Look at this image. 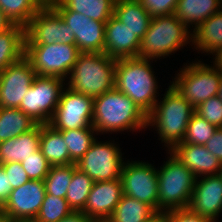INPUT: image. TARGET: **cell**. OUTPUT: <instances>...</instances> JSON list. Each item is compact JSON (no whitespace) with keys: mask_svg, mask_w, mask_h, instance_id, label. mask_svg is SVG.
<instances>
[{"mask_svg":"<svg viewBox=\"0 0 222 222\" xmlns=\"http://www.w3.org/2000/svg\"><path fill=\"white\" fill-rule=\"evenodd\" d=\"M222 9V0H178L174 14L188 28L195 30L202 22ZM194 25V26H193Z\"/></svg>","mask_w":222,"mask_h":222,"instance_id":"23","label":"cell"},{"mask_svg":"<svg viewBox=\"0 0 222 222\" xmlns=\"http://www.w3.org/2000/svg\"><path fill=\"white\" fill-rule=\"evenodd\" d=\"M172 153L193 173L197 178L220 173L222 163L212 154L205 145L178 144Z\"/></svg>","mask_w":222,"mask_h":222,"instance_id":"20","label":"cell"},{"mask_svg":"<svg viewBox=\"0 0 222 222\" xmlns=\"http://www.w3.org/2000/svg\"><path fill=\"white\" fill-rule=\"evenodd\" d=\"M195 108L170 85L154 109L147 115V127L155 126L168 151L182 143ZM166 144V145H165Z\"/></svg>","mask_w":222,"mask_h":222,"instance_id":"2","label":"cell"},{"mask_svg":"<svg viewBox=\"0 0 222 222\" xmlns=\"http://www.w3.org/2000/svg\"><path fill=\"white\" fill-rule=\"evenodd\" d=\"M145 222H166L165 221V212H156L152 217H150Z\"/></svg>","mask_w":222,"mask_h":222,"instance_id":"44","label":"cell"},{"mask_svg":"<svg viewBox=\"0 0 222 222\" xmlns=\"http://www.w3.org/2000/svg\"><path fill=\"white\" fill-rule=\"evenodd\" d=\"M190 42V29L175 14L154 17L146 34L140 40L138 57L151 60L164 58Z\"/></svg>","mask_w":222,"mask_h":222,"instance_id":"5","label":"cell"},{"mask_svg":"<svg viewBox=\"0 0 222 222\" xmlns=\"http://www.w3.org/2000/svg\"><path fill=\"white\" fill-rule=\"evenodd\" d=\"M219 175L222 177V168L220 169V173H219Z\"/></svg>","mask_w":222,"mask_h":222,"instance_id":"50","label":"cell"},{"mask_svg":"<svg viewBox=\"0 0 222 222\" xmlns=\"http://www.w3.org/2000/svg\"><path fill=\"white\" fill-rule=\"evenodd\" d=\"M36 76L31 63L23 57L0 73V107L19 108Z\"/></svg>","mask_w":222,"mask_h":222,"instance_id":"15","label":"cell"},{"mask_svg":"<svg viewBox=\"0 0 222 222\" xmlns=\"http://www.w3.org/2000/svg\"><path fill=\"white\" fill-rule=\"evenodd\" d=\"M41 6H52L55 3H58L60 0H37Z\"/></svg>","mask_w":222,"mask_h":222,"instance_id":"45","label":"cell"},{"mask_svg":"<svg viewBox=\"0 0 222 222\" xmlns=\"http://www.w3.org/2000/svg\"><path fill=\"white\" fill-rule=\"evenodd\" d=\"M41 124L17 137L0 142V165L22 162L33 152L40 150Z\"/></svg>","mask_w":222,"mask_h":222,"instance_id":"21","label":"cell"},{"mask_svg":"<svg viewBox=\"0 0 222 222\" xmlns=\"http://www.w3.org/2000/svg\"><path fill=\"white\" fill-rule=\"evenodd\" d=\"M155 213L148 204L123 194L106 222H145Z\"/></svg>","mask_w":222,"mask_h":222,"instance_id":"28","label":"cell"},{"mask_svg":"<svg viewBox=\"0 0 222 222\" xmlns=\"http://www.w3.org/2000/svg\"><path fill=\"white\" fill-rule=\"evenodd\" d=\"M166 222H211L209 219L191 212L188 208L165 212Z\"/></svg>","mask_w":222,"mask_h":222,"instance_id":"39","label":"cell"},{"mask_svg":"<svg viewBox=\"0 0 222 222\" xmlns=\"http://www.w3.org/2000/svg\"><path fill=\"white\" fill-rule=\"evenodd\" d=\"M218 98L222 101V77H221V82H220V86L218 89Z\"/></svg>","mask_w":222,"mask_h":222,"instance_id":"47","label":"cell"},{"mask_svg":"<svg viewBox=\"0 0 222 222\" xmlns=\"http://www.w3.org/2000/svg\"><path fill=\"white\" fill-rule=\"evenodd\" d=\"M93 184L94 181L74 164V172L65 197L73 211H82L85 208Z\"/></svg>","mask_w":222,"mask_h":222,"instance_id":"31","label":"cell"},{"mask_svg":"<svg viewBox=\"0 0 222 222\" xmlns=\"http://www.w3.org/2000/svg\"><path fill=\"white\" fill-rule=\"evenodd\" d=\"M115 66L116 59L105 53H80L66 85L95 98L115 88Z\"/></svg>","mask_w":222,"mask_h":222,"instance_id":"4","label":"cell"},{"mask_svg":"<svg viewBox=\"0 0 222 222\" xmlns=\"http://www.w3.org/2000/svg\"><path fill=\"white\" fill-rule=\"evenodd\" d=\"M68 147L70 164L77 163L96 140L97 131L93 127L60 131Z\"/></svg>","mask_w":222,"mask_h":222,"instance_id":"29","label":"cell"},{"mask_svg":"<svg viewBox=\"0 0 222 222\" xmlns=\"http://www.w3.org/2000/svg\"><path fill=\"white\" fill-rule=\"evenodd\" d=\"M36 124L19 108L0 107V142L19 136Z\"/></svg>","mask_w":222,"mask_h":222,"instance_id":"27","label":"cell"},{"mask_svg":"<svg viewBox=\"0 0 222 222\" xmlns=\"http://www.w3.org/2000/svg\"><path fill=\"white\" fill-rule=\"evenodd\" d=\"M21 165L30 180H44L51 168L41 150L33 152V155L28 156Z\"/></svg>","mask_w":222,"mask_h":222,"instance_id":"35","label":"cell"},{"mask_svg":"<svg viewBox=\"0 0 222 222\" xmlns=\"http://www.w3.org/2000/svg\"><path fill=\"white\" fill-rule=\"evenodd\" d=\"M123 196L121 179L94 182L85 208L82 210L95 222H106Z\"/></svg>","mask_w":222,"mask_h":222,"instance_id":"18","label":"cell"},{"mask_svg":"<svg viewBox=\"0 0 222 222\" xmlns=\"http://www.w3.org/2000/svg\"><path fill=\"white\" fill-rule=\"evenodd\" d=\"M116 0H60L52 5L55 10H71L99 22L106 23L114 12Z\"/></svg>","mask_w":222,"mask_h":222,"instance_id":"26","label":"cell"},{"mask_svg":"<svg viewBox=\"0 0 222 222\" xmlns=\"http://www.w3.org/2000/svg\"><path fill=\"white\" fill-rule=\"evenodd\" d=\"M46 194L43 180H29L13 189L0 212L9 220H35Z\"/></svg>","mask_w":222,"mask_h":222,"instance_id":"14","label":"cell"},{"mask_svg":"<svg viewBox=\"0 0 222 222\" xmlns=\"http://www.w3.org/2000/svg\"><path fill=\"white\" fill-rule=\"evenodd\" d=\"M140 38L114 16L106 22L104 53L114 59L138 57Z\"/></svg>","mask_w":222,"mask_h":222,"instance_id":"19","label":"cell"},{"mask_svg":"<svg viewBox=\"0 0 222 222\" xmlns=\"http://www.w3.org/2000/svg\"><path fill=\"white\" fill-rule=\"evenodd\" d=\"M58 222H95L82 211H73L71 214L62 218Z\"/></svg>","mask_w":222,"mask_h":222,"instance_id":"42","label":"cell"},{"mask_svg":"<svg viewBox=\"0 0 222 222\" xmlns=\"http://www.w3.org/2000/svg\"><path fill=\"white\" fill-rule=\"evenodd\" d=\"M169 159L158 172V212L188 207L196 177L169 151Z\"/></svg>","mask_w":222,"mask_h":222,"instance_id":"6","label":"cell"},{"mask_svg":"<svg viewBox=\"0 0 222 222\" xmlns=\"http://www.w3.org/2000/svg\"><path fill=\"white\" fill-rule=\"evenodd\" d=\"M10 222H35L34 220H10Z\"/></svg>","mask_w":222,"mask_h":222,"instance_id":"49","label":"cell"},{"mask_svg":"<svg viewBox=\"0 0 222 222\" xmlns=\"http://www.w3.org/2000/svg\"><path fill=\"white\" fill-rule=\"evenodd\" d=\"M64 81L60 77L36 75L19 109L37 124H49L64 89Z\"/></svg>","mask_w":222,"mask_h":222,"instance_id":"8","label":"cell"},{"mask_svg":"<svg viewBox=\"0 0 222 222\" xmlns=\"http://www.w3.org/2000/svg\"><path fill=\"white\" fill-rule=\"evenodd\" d=\"M205 147L222 163V127L216 129Z\"/></svg>","mask_w":222,"mask_h":222,"instance_id":"40","label":"cell"},{"mask_svg":"<svg viewBox=\"0 0 222 222\" xmlns=\"http://www.w3.org/2000/svg\"><path fill=\"white\" fill-rule=\"evenodd\" d=\"M40 150L51 166L70 164L68 147L62 133L49 124H41Z\"/></svg>","mask_w":222,"mask_h":222,"instance_id":"25","label":"cell"},{"mask_svg":"<svg viewBox=\"0 0 222 222\" xmlns=\"http://www.w3.org/2000/svg\"><path fill=\"white\" fill-rule=\"evenodd\" d=\"M25 53V27L12 24L0 32V73L8 66L20 61Z\"/></svg>","mask_w":222,"mask_h":222,"instance_id":"24","label":"cell"},{"mask_svg":"<svg viewBox=\"0 0 222 222\" xmlns=\"http://www.w3.org/2000/svg\"><path fill=\"white\" fill-rule=\"evenodd\" d=\"M216 129V126L194 113L188 123L186 135L182 142L185 144L205 145Z\"/></svg>","mask_w":222,"mask_h":222,"instance_id":"34","label":"cell"},{"mask_svg":"<svg viewBox=\"0 0 222 222\" xmlns=\"http://www.w3.org/2000/svg\"><path fill=\"white\" fill-rule=\"evenodd\" d=\"M151 59L131 57L116 59L115 88L131 98L147 115L158 101V82Z\"/></svg>","mask_w":222,"mask_h":222,"instance_id":"3","label":"cell"},{"mask_svg":"<svg viewBox=\"0 0 222 222\" xmlns=\"http://www.w3.org/2000/svg\"><path fill=\"white\" fill-rule=\"evenodd\" d=\"M12 24L10 21L5 17L4 13L2 12L0 8V32L5 31L7 28H9Z\"/></svg>","mask_w":222,"mask_h":222,"instance_id":"43","label":"cell"},{"mask_svg":"<svg viewBox=\"0 0 222 222\" xmlns=\"http://www.w3.org/2000/svg\"><path fill=\"white\" fill-rule=\"evenodd\" d=\"M75 45V34L52 6H42L25 27V45Z\"/></svg>","mask_w":222,"mask_h":222,"instance_id":"11","label":"cell"},{"mask_svg":"<svg viewBox=\"0 0 222 222\" xmlns=\"http://www.w3.org/2000/svg\"><path fill=\"white\" fill-rule=\"evenodd\" d=\"M123 194L148 204L158 212V172L147 162H124L121 171Z\"/></svg>","mask_w":222,"mask_h":222,"instance_id":"12","label":"cell"},{"mask_svg":"<svg viewBox=\"0 0 222 222\" xmlns=\"http://www.w3.org/2000/svg\"><path fill=\"white\" fill-rule=\"evenodd\" d=\"M123 159L117 144L95 140L75 165L94 182H103L121 179Z\"/></svg>","mask_w":222,"mask_h":222,"instance_id":"10","label":"cell"},{"mask_svg":"<svg viewBox=\"0 0 222 222\" xmlns=\"http://www.w3.org/2000/svg\"><path fill=\"white\" fill-rule=\"evenodd\" d=\"M201 62L199 60L186 66L184 64L170 83L194 108L218 95L222 77V69L215 60L214 66Z\"/></svg>","mask_w":222,"mask_h":222,"instance_id":"7","label":"cell"},{"mask_svg":"<svg viewBox=\"0 0 222 222\" xmlns=\"http://www.w3.org/2000/svg\"><path fill=\"white\" fill-rule=\"evenodd\" d=\"M142 7L152 16L160 17L174 14L178 0H138Z\"/></svg>","mask_w":222,"mask_h":222,"instance_id":"37","label":"cell"},{"mask_svg":"<svg viewBox=\"0 0 222 222\" xmlns=\"http://www.w3.org/2000/svg\"><path fill=\"white\" fill-rule=\"evenodd\" d=\"M73 212L65 198L55 197L52 194H45L40 211L35 222H58Z\"/></svg>","mask_w":222,"mask_h":222,"instance_id":"33","label":"cell"},{"mask_svg":"<svg viewBox=\"0 0 222 222\" xmlns=\"http://www.w3.org/2000/svg\"><path fill=\"white\" fill-rule=\"evenodd\" d=\"M74 172V164L51 166L44 181L46 194L65 198Z\"/></svg>","mask_w":222,"mask_h":222,"instance_id":"32","label":"cell"},{"mask_svg":"<svg viewBox=\"0 0 222 222\" xmlns=\"http://www.w3.org/2000/svg\"><path fill=\"white\" fill-rule=\"evenodd\" d=\"M56 11L75 34V45L80 53H104L106 23L71 10Z\"/></svg>","mask_w":222,"mask_h":222,"instance_id":"16","label":"cell"},{"mask_svg":"<svg viewBox=\"0 0 222 222\" xmlns=\"http://www.w3.org/2000/svg\"><path fill=\"white\" fill-rule=\"evenodd\" d=\"M199 179H195L193 194L187 208L211 222H217V217L222 211V177L217 174L201 176Z\"/></svg>","mask_w":222,"mask_h":222,"instance_id":"17","label":"cell"},{"mask_svg":"<svg viewBox=\"0 0 222 222\" xmlns=\"http://www.w3.org/2000/svg\"><path fill=\"white\" fill-rule=\"evenodd\" d=\"M0 222H10V220L0 212Z\"/></svg>","mask_w":222,"mask_h":222,"instance_id":"48","label":"cell"},{"mask_svg":"<svg viewBox=\"0 0 222 222\" xmlns=\"http://www.w3.org/2000/svg\"><path fill=\"white\" fill-rule=\"evenodd\" d=\"M195 113L217 128L222 127V101L211 97L195 108Z\"/></svg>","mask_w":222,"mask_h":222,"instance_id":"36","label":"cell"},{"mask_svg":"<svg viewBox=\"0 0 222 222\" xmlns=\"http://www.w3.org/2000/svg\"><path fill=\"white\" fill-rule=\"evenodd\" d=\"M113 16L124 23L140 40L146 34L152 19L138 0H116Z\"/></svg>","mask_w":222,"mask_h":222,"instance_id":"22","label":"cell"},{"mask_svg":"<svg viewBox=\"0 0 222 222\" xmlns=\"http://www.w3.org/2000/svg\"><path fill=\"white\" fill-rule=\"evenodd\" d=\"M41 7L37 0H0V8L10 23L24 27Z\"/></svg>","mask_w":222,"mask_h":222,"instance_id":"30","label":"cell"},{"mask_svg":"<svg viewBox=\"0 0 222 222\" xmlns=\"http://www.w3.org/2000/svg\"><path fill=\"white\" fill-rule=\"evenodd\" d=\"M214 59H215V61L219 64V66L222 69V52Z\"/></svg>","mask_w":222,"mask_h":222,"instance_id":"46","label":"cell"},{"mask_svg":"<svg viewBox=\"0 0 222 222\" xmlns=\"http://www.w3.org/2000/svg\"><path fill=\"white\" fill-rule=\"evenodd\" d=\"M92 127L100 133L147 128V114L127 95L114 88L93 101Z\"/></svg>","mask_w":222,"mask_h":222,"instance_id":"1","label":"cell"},{"mask_svg":"<svg viewBox=\"0 0 222 222\" xmlns=\"http://www.w3.org/2000/svg\"><path fill=\"white\" fill-rule=\"evenodd\" d=\"M94 98L65 87L49 125L58 131L92 127Z\"/></svg>","mask_w":222,"mask_h":222,"instance_id":"13","label":"cell"},{"mask_svg":"<svg viewBox=\"0 0 222 222\" xmlns=\"http://www.w3.org/2000/svg\"><path fill=\"white\" fill-rule=\"evenodd\" d=\"M79 54L76 45L53 43L25 45L24 57L31 63L36 75L55 76L65 80L69 77Z\"/></svg>","mask_w":222,"mask_h":222,"instance_id":"9","label":"cell"},{"mask_svg":"<svg viewBox=\"0 0 222 222\" xmlns=\"http://www.w3.org/2000/svg\"><path fill=\"white\" fill-rule=\"evenodd\" d=\"M1 166L6 172L9 185L12 186V189L18 188L30 180L27 173L23 169L21 162H10Z\"/></svg>","mask_w":222,"mask_h":222,"instance_id":"38","label":"cell"},{"mask_svg":"<svg viewBox=\"0 0 222 222\" xmlns=\"http://www.w3.org/2000/svg\"><path fill=\"white\" fill-rule=\"evenodd\" d=\"M12 190L13 189L12 186L9 185V180L6 176V172L4 171V168L0 165V208L7 201Z\"/></svg>","mask_w":222,"mask_h":222,"instance_id":"41","label":"cell"}]
</instances>
